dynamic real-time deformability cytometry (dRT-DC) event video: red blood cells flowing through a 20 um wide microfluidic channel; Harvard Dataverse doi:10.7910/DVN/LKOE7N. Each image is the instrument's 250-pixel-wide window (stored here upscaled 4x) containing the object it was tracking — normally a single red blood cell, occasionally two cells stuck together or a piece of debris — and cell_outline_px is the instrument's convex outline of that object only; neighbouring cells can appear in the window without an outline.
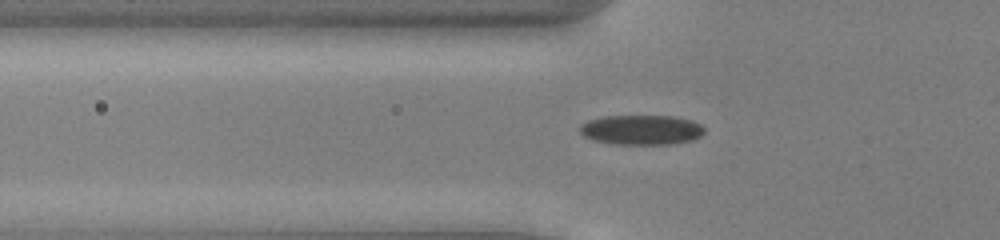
{"species": "common noctule bat (a hibernating species)", "species_latin": "Nyctalus noctula", "temperature_condition": "cold", "stored_images_in_passage": 39, "camera_frame_rate_fps": 3000, "um_per_image_px": 0.085, "animal": {"sex": "male", "body_mass_g": 13.0, "forearm_length_mm": 53.1}, "frame": {"image": 1, "passage_image": 5, "time_ms": 1.333, "image_size_px": [1000, 240], "cell_outline_px": [[704, 132], [700, 136], [692, 140], [668, 144], [612, 144], [592, 140], [584, 136], [580, 132], [580, 124], [588, 120], [600, 116], [672, 116], [692, 120], [700, 124], [704, 128]], "centroid_in_image_um": [54.48, 11.03], "position_along_channel_um": 71.3, "area_um2": 21.73}}
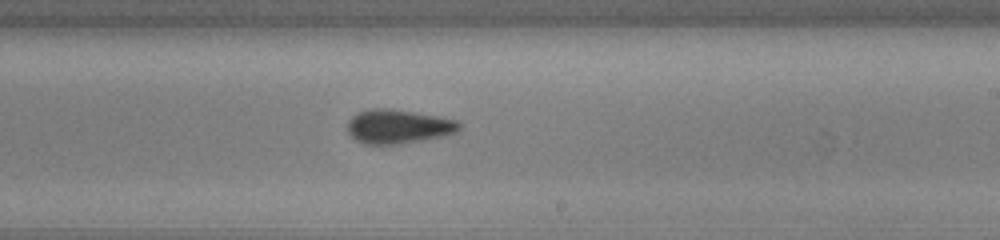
{"frame": {"image": 2, "passage_image": 19, "time_ms": 6.0, "image_size_px": [1000, 240], "cell_outline_px": [[460, 128], [456, 132], [444, 136], [424, 140], [396, 144], [364, 144], [356, 140], [348, 132], [348, 120], [356, 112], [372, 108], [392, 108], [440, 116], [456, 120], [460, 124]], "centroid_in_image_um": [33.84, 10.74], "position_along_channel_um": 255.2, "area_um2": 22.37}}
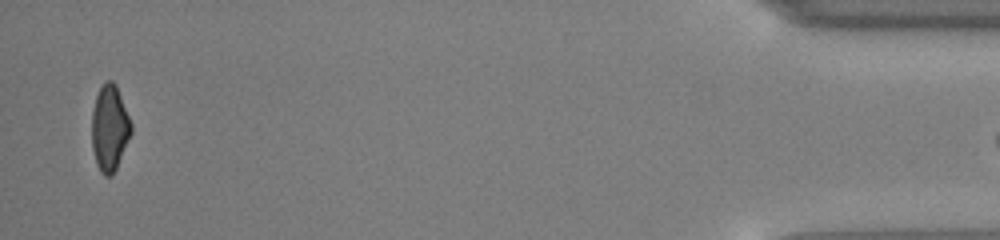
{"frame": {"image": 3, "passage_image": 38, "time_ms": 12.333, "image_size_px": [1000, 240], "cell_outline_px": [[132, 132], [116, 168], [112, 176], [104, 176], [100, 172], [96, 164], [92, 148], [92, 112], [96, 96], [104, 80], [112, 80], [116, 84], [132, 124]], "centroid_in_image_um": [9.31, 10.88], "position_along_channel_um": 425.9, "area_um2": 19.77}}